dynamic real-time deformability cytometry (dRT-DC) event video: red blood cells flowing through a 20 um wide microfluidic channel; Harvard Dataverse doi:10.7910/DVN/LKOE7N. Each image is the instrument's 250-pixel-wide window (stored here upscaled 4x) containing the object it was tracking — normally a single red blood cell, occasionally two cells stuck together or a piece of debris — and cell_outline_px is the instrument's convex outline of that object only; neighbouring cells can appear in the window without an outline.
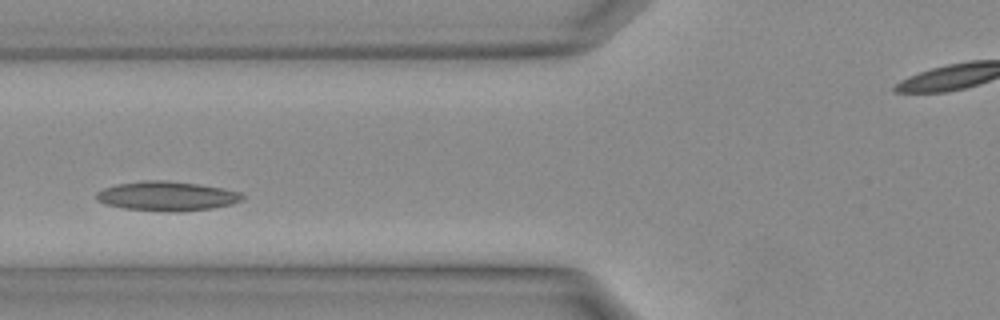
{"species": "Egyptian fruit bat (a non-hibernating species)", "species_latin": "Rousettus aegyptiacus", "temperature_condition": "warm", "stored_images_in_passage": 25, "camera_frame_rate_fps": 3000, "um_per_image_px": 0.085, "animal": {"sex": "female"}, "frame": {"image": 1, "passage_image": 4, "time_ms": 1.0, "image_size_px": [1000, 320], "cell_outline_px": [[244, 200], [212, 208], [176, 212], [172, 212], [124, 208], [104, 204], [96, 200], [96, 192], [104, 188], [116, 184], [144, 180], [164, 180], [196, 184], [220, 188], [240, 192], [244, 196]], "centroid_in_image_um": [14.14, 16.67], "position_along_channel_um": 111.7, "area_um2": 24.85}}
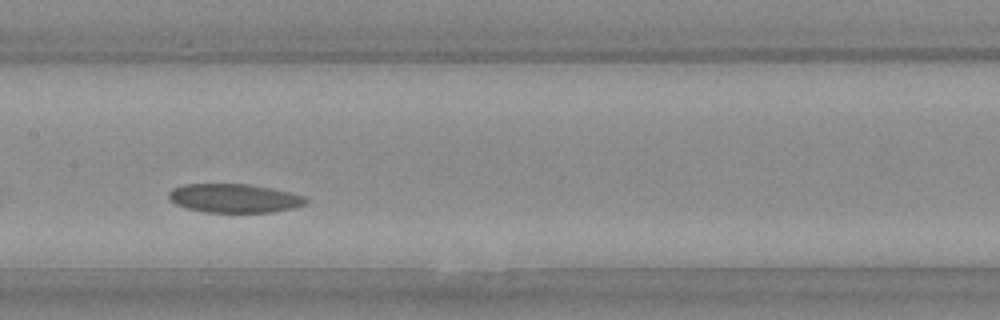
{"frame": {"image": 2, "passage_image": 8, "time_ms": 2.333, "image_size_px": [1000, 320], "cell_outline_px": [[308, 200], [304, 204], [296, 208], [276, 212], [204, 212], [184, 208], [168, 200], [168, 192], [172, 188], [184, 184], [248, 184], [272, 188], [292, 192], [304, 196]], "centroid_in_image_um": [19.9, 16.85], "position_along_channel_um": 187.5, "area_um2": 23.35}}